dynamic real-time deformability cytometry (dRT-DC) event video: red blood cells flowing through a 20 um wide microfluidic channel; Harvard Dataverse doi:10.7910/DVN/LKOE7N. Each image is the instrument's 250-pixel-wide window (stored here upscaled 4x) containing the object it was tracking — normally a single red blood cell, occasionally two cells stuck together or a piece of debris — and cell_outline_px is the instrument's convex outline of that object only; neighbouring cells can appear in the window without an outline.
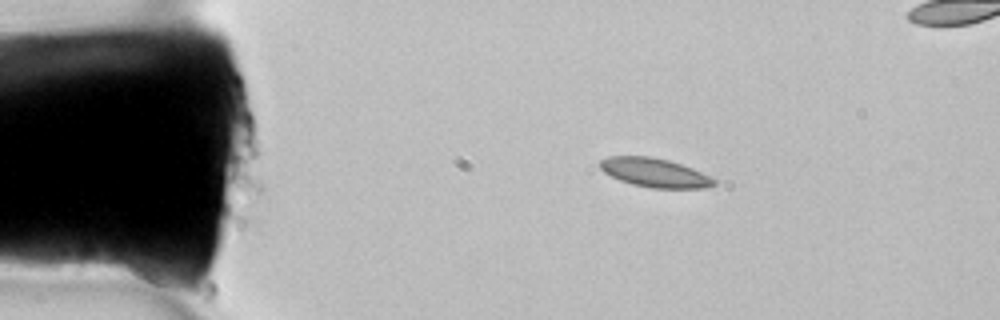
{"species": "common noctule bat (a hibernating species)", "species_latin": "Nyctalus noctula", "temperature_condition": "room temperature", "stored_images_in_passage": 3, "camera_frame_rate_fps": 3000, "um_per_image_px": 0.085, "animal": {"sex": "female", "body_mass_g": 22.7, "forearm_length_mm": 54.2}, "frame": {"image": 1, "passage_image": 1, "time_ms": 0.0, "image_size_px": [1000, 320], "cell_outline_px": [[716, 184], [708, 188], [652, 188], [632, 184], [620, 180], [604, 172], [600, 168], [600, 160], [608, 156], [652, 156], [668, 160], [692, 168], [716, 180]], "centroid_in_image_um": [55.64, 14.67], "position_along_channel_um": 29.4, "area_um2": 19.13}}